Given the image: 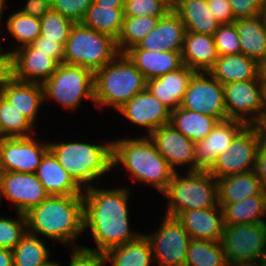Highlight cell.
Here are the masks:
<instances>
[{"instance_id":"484cf974","label":"cell","mask_w":266,"mask_h":266,"mask_svg":"<svg viewBox=\"0 0 266 266\" xmlns=\"http://www.w3.org/2000/svg\"><path fill=\"white\" fill-rule=\"evenodd\" d=\"M172 6L188 32L213 36L221 25L211 13L207 0H174Z\"/></svg>"},{"instance_id":"11a10c76","label":"cell","mask_w":266,"mask_h":266,"mask_svg":"<svg viewBox=\"0 0 266 266\" xmlns=\"http://www.w3.org/2000/svg\"><path fill=\"white\" fill-rule=\"evenodd\" d=\"M126 0H93L97 5L107 6V7H124Z\"/></svg>"},{"instance_id":"7402d4cb","label":"cell","mask_w":266,"mask_h":266,"mask_svg":"<svg viewBox=\"0 0 266 266\" xmlns=\"http://www.w3.org/2000/svg\"><path fill=\"white\" fill-rule=\"evenodd\" d=\"M195 73L193 69L183 65L175 71L148 80L146 89L172 111L181 106L189 82Z\"/></svg>"},{"instance_id":"74e56055","label":"cell","mask_w":266,"mask_h":266,"mask_svg":"<svg viewBox=\"0 0 266 266\" xmlns=\"http://www.w3.org/2000/svg\"><path fill=\"white\" fill-rule=\"evenodd\" d=\"M34 125L0 95V134L2 137H29Z\"/></svg>"},{"instance_id":"d4e9b609","label":"cell","mask_w":266,"mask_h":266,"mask_svg":"<svg viewBox=\"0 0 266 266\" xmlns=\"http://www.w3.org/2000/svg\"><path fill=\"white\" fill-rule=\"evenodd\" d=\"M219 55L214 37L203 33L185 32L182 49L183 64L195 72H209Z\"/></svg>"},{"instance_id":"8992f818","label":"cell","mask_w":266,"mask_h":266,"mask_svg":"<svg viewBox=\"0 0 266 266\" xmlns=\"http://www.w3.org/2000/svg\"><path fill=\"white\" fill-rule=\"evenodd\" d=\"M165 215L176 217L187 210L208 209L218 205L217 180L207 170L175 172L167 189Z\"/></svg>"},{"instance_id":"52a82bcc","label":"cell","mask_w":266,"mask_h":266,"mask_svg":"<svg viewBox=\"0 0 266 266\" xmlns=\"http://www.w3.org/2000/svg\"><path fill=\"white\" fill-rule=\"evenodd\" d=\"M120 54L116 39L75 23L64 46L63 63L96 72Z\"/></svg>"},{"instance_id":"ffe728a7","label":"cell","mask_w":266,"mask_h":266,"mask_svg":"<svg viewBox=\"0 0 266 266\" xmlns=\"http://www.w3.org/2000/svg\"><path fill=\"white\" fill-rule=\"evenodd\" d=\"M185 32L181 18L171 10L166 16L159 19L156 27L137 46L130 49L182 51Z\"/></svg>"},{"instance_id":"9a60e30c","label":"cell","mask_w":266,"mask_h":266,"mask_svg":"<svg viewBox=\"0 0 266 266\" xmlns=\"http://www.w3.org/2000/svg\"><path fill=\"white\" fill-rule=\"evenodd\" d=\"M49 196L36 173L0 172V200H9L16 213H27Z\"/></svg>"},{"instance_id":"681fc988","label":"cell","mask_w":266,"mask_h":266,"mask_svg":"<svg viewBox=\"0 0 266 266\" xmlns=\"http://www.w3.org/2000/svg\"><path fill=\"white\" fill-rule=\"evenodd\" d=\"M19 12L41 19L51 8L50 0H26Z\"/></svg>"},{"instance_id":"cb8c5ba5","label":"cell","mask_w":266,"mask_h":266,"mask_svg":"<svg viewBox=\"0 0 266 266\" xmlns=\"http://www.w3.org/2000/svg\"><path fill=\"white\" fill-rule=\"evenodd\" d=\"M36 175L50 196L83 195L84 190L60 165L50 150L43 156Z\"/></svg>"},{"instance_id":"8d00e7d4","label":"cell","mask_w":266,"mask_h":266,"mask_svg":"<svg viewBox=\"0 0 266 266\" xmlns=\"http://www.w3.org/2000/svg\"><path fill=\"white\" fill-rule=\"evenodd\" d=\"M159 19L156 16L124 17L121 32L116 40L119 52L125 53L137 46L156 27Z\"/></svg>"},{"instance_id":"5b68a950","label":"cell","mask_w":266,"mask_h":266,"mask_svg":"<svg viewBox=\"0 0 266 266\" xmlns=\"http://www.w3.org/2000/svg\"><path fill=\"white\" fill-rule=\"evenodd\" d=\"M146 79L125 53L94 73L95 106L121 108L146 89Z\"/></svg>"},{"instance_id":"30bf717a","label":"cell","mask_w":266,"mask_h":266,"mask_svg":"<svg viewBox=\"0 0 266 266\" xmlns=\"http://www.w3.org/2000/svg\"><path fill=\"white\" fill-rule=\"evenodd\" d=\"M261 143L256 126H246L232 141L230 147L218 156L208 170L216 179L254 170Z\"/></svg>"},{"instance_id":"e0dca14e","label":"cell","mask_w":266,"mask_h":266,"mask_svg":"<svg viewBox=\"0 0 266 266\" xmlns=\"http://www.w3.org/2000/svg\"><path fill=\"white\" fill-rule=\"evenodd\" d=\"M117 111L131 124L144 127L146 136L170 123L171 110L147 89L134 96Z\"/></svg>"},{"instance_id":"94428289","label":"cell","mask_w":266,"mask_h":266,"mask_svg":"<svg viewBox=\"0 0 266 266\" xmlns=\"http://www.w3.org/2000/svg\"><path fill=\"white\" fill-rule=\"evenodd\" d=\"M43 266H60V263L56 262L55 260L54 261L50 260L47 264H45Z\"/></svg>"},{"instance_id":"44dd1931","label":"cell","mask_w":266,"mask_h":266,"mask_svg":"<svg viewBox=\"0 0 266 266\" xmlns=\"http://www.w3.org/2000/svg\"><path fill=\"white\" fill-rule=\"evenodd\" d=\"M176 218L193 240L222 239L225 224L219 204L208 209L187 210L178 214Z\"/></svg>"},{"instance_id":"8fae6325","label":"cell","mask_w":266,"mask_h":266,"mask_svg":"<svg viewBox=\"0 0 266 266\" xmlns=\"http://www.w3.org/2000/svg\"><path fill=\"white\" fill-rule=\"evenodd\" d=\"M155 233L145 234L157 266H185L191 237L176 217L164 215Z\"/></svg>"},{"instance_id":"f6af8a7d","label":"cell","mask_w":266,"mask_h":266,"mask_svg":"<svg viewBox=\"0 0 266 266\" xmlns=\"http://www.w3.org/2000/svg\"><path fill=\"white\" fill-rule=\"evenodd\" d=\"M234 20L254 18L262 14L266 0H229Z\"/></svg>"},{"instance_id":"4fadbf2b","label":"cell","mask_w":266,"mask_h":266,"mask_svg":"<svg viewBox=\"0 0 266 266\" xmlns=\"http://www.w3.org/2000/svg\"><path fill=\"white\" fill-rule=\"evenodd\" d=\"M180 107L211 115L219 121L227 120L223 84L209 72H196L193 75Z\"/></svg>"},{"instance_id":"6f0895ef","label":"cell","mask_w":266,"mask_h":266,"mask_svg":"<svg viewBox=\"0 0 266 266\" xmlns=\"http://www.w3.org/2000/svg\"><path fill=\"white\" fill-rule=\"evenodd\" d=\"M261 83H262L263 109H266V81H261Z\"/></svg>"},{"instance_id":"1f68e13d","label":"cell","mask_w":266,"mask_h":266,"mask_svg":"<svg viewBox=\"0 0 266 266\" xmlns=\"http://www.w3.org/2000/svg\"><path fill=\"white\" fill-rule=\"evenodd\" d=\"M219 120L211 115L178 107L171 111L170 124L193 142L203 140Z\"/></svg>"},{"instance_id":"ee69618b","label":"cell","mask_w":266,"mask_h":266,"mask_svg":"<svg viewBox=\"0 0 266 266\" xmlns=\"http://www.w3.org/2000/svg\"><path fill=\"white\" fill-rule=\"evenodd\" d=\"M51 8L74 23H81L93 0H50Z\"/></svg>"},{"instance_id":"680465c9","label":"cell","mask_w":266,"mask_h":266,"mask_svg":"<svg viewBox=\"0 0 266 266\" xmlns=\"http://www.w3.org/2000/svg\"><path fill=\"white\" fill-rule=\"evenodd\" d=\"M227 266H259V265L251 263H228Z\"/></svg>"},{"instance_id":"f1b7e54d","label":"cell","mask_w":266,"mask_h":266,"mask_svg":"<svg viewBox=\"0 0 266 266\" xmlns=\"http://www.w3.org/2000/svg\"><path fill=\"white\" fill-rule=\"evenodd\" d=\"M216 180L218 203H234L255 195H266V190L254 171Z\"/></svg>"},{"instance_id":"be15d7a7","label":"cell","mask_w":266,"mask_h":266,"mask_svg":"<svg viewBox=\"0 0 266 266\" xmlns=\"http://www.w3.org/2000/svg\"><path fill=\"white\" fill-rule=\"evenodd\" d=\"M1 35V34H0ZM2 46H1V37H0V58L6 53V52H3L1 49Z\"/></svg>"},{"instance_id":"9f6ffc18","label":"cell","mask_w":266,"mask_h":266,"mask_svg":"<svg viewBox=\"0 0 266 266\" xmlns=\"http://www.w3.org/2000/svg\"><path fill=\"white\" fill-rule=\"evenodd\" d=\"M261 81H266V59L259 64Z\"/></svg>"},{"instance_id":"60d3db41","label":"cell","mask_w":266,"mask_h":266,"mask_svg":"<svg viewBox=\"0 0 266 266\" xmlns=\"http://www.w3.org/2000/svg\"><path fill=\"white\" fill-rule=\"evenodd\" d=\"M26 233L25 214L17 212L15 219L0 216V248L13 250Z\"/></svg>"},{"instance_id":"83f0119b","label":"cell","mask_w":266,"mask_h":266,"mask_svg":"<svg viewBox=\"0 0 266 266\" xmlns=\"http://www.w3.org/2000/svg\"><path fill=\"white\" fill-rule=\"evenodd\" d=\"M209 73L223 85L261 79L259 63L244 54L219 56Z\"/></svg>"},{"instance_id":"816d5d0a","label":"cell","mask_w":266,"mask_h":266,"mask_svg":"<svg viewBox=\"0 0 266 266\" xmlns=\"http://www.w3.org/2000/svg\"><path fill=\"white\" fill-rule=\"evenodd\" d=\"M253 171L266 190V143H263L262 141L257 152Z\"/></svg>"},{"instance_id":"603a6c76","label":"cell","mask_w":266,"mask_h":266,"mask_svg":"<svg viewBox=\"0 0 266 266\" xmlns=\"http://www.w3.org/2000/svg\"><path fill=\"white\" fill-rule=\"evenodd\" d=\"M146 81L163 76L181 68L182 51H151L129 49L125 52Z\"/></svg>"},{"instance_id":"b9f144b4","label":"cell","mask_w":266,"mask_h":266,"mask_svg":"<svg viewBox=\"0 0 266 266\" xmlns=\"http://www.w3.org/2000/svg\"><path fill=\"white\" fill-rule=\"evenodd\" d=\"M168 0H126L124 17L156 16L162 18L172 10Z\"/></svg>"},{"instance_id":"4316f807","label":"cell","mask_w":266,"mask_h":266,"mask_svg":"<svg viewBox=\"0 0 266 266\" xmlns=\"http://www.w3.org/2000/svg\"><path fill=\"white\" fill-rule=\"evenodd\" d=\"M1 95L35 125L41 109L39 107L45 102L41 83L21 82L13 79Z\"/></svg>"},{"instance_id":"6da1fadb","label":"cell","mask_w":266,"mask_h":266,"mask_svg":"<svg viewBox=\"0 0 266 266\" xmlns=\"http://www.w3.org/2000/svg\"><path fill=\"white\" fill-rule=\"evenodd\" d=\"M104 189L91 186L84 190V230H90L96 248H82L105 253L108 249L137 239L142 233L130 229L129 189Z\"/></svg>"},{"instance_id":"d6986e66","label":"cell","mask_w":266,"mask_h":266,"mask_svg":"<svg viewBox=\"0 0 266 266\" xmlns=\"http://www.w3.org/2000/svg\"><path fill=\"white\" fill-rule=\"evenodd\" d=\"M247 125L238 120L219 121L203 140L195 143V161L199 170H209L218 156L224 153L234 138Z\"/></svg>"},{"instance_id":"836d02e7","label":"cell","mask_w":266,"mask_h":266,"mask_svg":"<svg viewBox=\"0 0 266 266\" xmlns=\"http://www.w3.org/2000/svg\"><path fill=\"white\" fill-rule=\"evenodd\" d=\"M124 20V7H107L92 2L82 24L97 32L118 39Z\"/></svg>"},{"instance_id":"7bdbcfd3","label":"cell","mask_w":266,"mask_h":266,"mask_svg":"<svg viewBox=\"0 0 266 266\" xmlns=\"http://www.w3.org/2000/svg\"><path fill=\"white\" fill-rule=\"evenodd\" d=\"M213 37L219 56L241 54L240 37L234 23L221 24Z\"/></svg>"},{"instance_id":"bcb514c9","label":"cell","mask_w":266,"mask_h":266,"mask_svg":"<svg viewBox=\"0 0 266 266\" xmlns=\"http://www.w3.org/2000/svg\"><path fill=\"white\" fill-rule=\"evenodd\" d=\"M107 259L105 253L89 251L84 248L72 249L68 266H105Z\"/></svg>"},{"instance_id":"9c48e42d","label":"cell","mask_w":266,"mask_h":266,"mask_svg":"<svg viewBox=\"0 0 266 266\" xmlns=\"http://www.w3.org/2000/svg\"><path fill=\"white\" fill-rule=\"evenodd\" d=\"M221 244L228 263L258 264L266 252V223L225 224Z\"/></svg>"},{"instance_id":"e7e4bbea","label":"cell","mask_w":266,"mask_h":266,"mask_svg":"<svg viewBox=\"0 0 266 266\" xmlns=\"http://www.w3.org/2000/svg\"><path fill=\"white\" fill-rule=\"evenodd\" d=\"M168 1L173 5L174 0H168Z\"/></svg>"},{"instance_id":"f35d334b","label":"cell","mask_w":266,"mask_h":266,"mask_svg":"<svg viewBox=\"0 0 266 266\" xmlns=\"http://www.w3.org/2000/svg\"><path fill=\"white\" fill-rule=\"evenodd\" d=\"M7 35L10 33L17 42V47L32 44L41 36L40 19L17 12L11 13L6 20ZM19 42V43H18Z\"/></svg>"},{"instance_id":"f5cc1de1","label":"cell","mask_w":266,"mask_h":266,"mask_svg":"<svg viewBox=\"0 0 266 266\" xmlns=\"http://www.w3.org/2000/svg\"><path fill=\"white\" fill-rule=\"evenodd\" d=\"M0 266H14L12 249L0 248Z\"/></svg>"},{"instance_id":"7a4b0ae2","label":"cell","mask_w":266,"mask_h":266,"mask_svg":"<svg viewBox=\"0 0 266 266\" xmlns=\"http://www.w3.org/2000/svg\"><path fill=\"white\" fill-rule=\"evenodd\" d=\"M25 216L28 233L48 237L67 248L82 247L75 241L85 231L83 195L49 196Z\"/></svg>"},{"instance_id":"5bb4252c","label":"cell","mask_w":266,"mask_h":266,"mask_svg":"<svg viewBox=\"0 0 266 266\" xmlns=\"http://www.w3.org/2000/svg\"><path fill=\"white\" fill-rule=\"evenodd\" d=\"M33 136L2 137L0 172H37L43 156L49 150V143H45V141L39 143Z\"/></svg>"},{"instance_id":"277c9868","label":"cell","mask_w":266,"mask_h":266,"mask_svg":"<svg viewBox=\"0 0 266 266\" xmlns=\"http://www.w3.org/2000/svg\"><path fill=\"white\" fill-rule=\"evenodd\" d=\"M49 150L83 190L113 169V141L106 144L53 142L49 143Z\"/></svg>"},{"instance_id":"d590c367","label":"cell","mask_w":266,"mask_h":266,"mask_svg":"<svg viewBox=\"0 0 266 266\" xmlns=\"http://www.w3.org/2000/svg\"><path fill=\"white\" fill-rule=\"evenodd\" d=\"M227 265L221 241L190 240L185 266Z\"/></svg>"},{"instance_id":"e575fe53","label":"cell","mask_w":266,"mask_h":266,"mask_svg":"<svg viewBox=\"0 0 266 266\" xmlns=\"http://www.w3.org/2000/svg\"><path fill=\"white\" fill-rule=\"evenodd\" d=\"M49 251L43 239L27 232L13 249L14 266H43L50 261Z\"/></svg>"},{"instance_id":"6125c7cd","label":"cell","mask_w":266,"mask_h":266,"mask_svg":"<svg viewBox=\"0 0 266 266\" xmlns=\"http://www.w3.org/2000/svg\"><path fill=\"white\" fill-rule=\"evenodd\" d=\"M261 15H262L263 20H264L265 25H266V2H265L264 7L262 9V14Z\"/></svg>"},{"instance_id":"d6a6232c","label":"cell","mask_w":266,"mask_h":266,"mask_svg":"<svg viewBox=\"0 0 266 266\" xmlns=\"http://www.w3.org/2000/svg\"><path fill=\"white\" fill-rule=\"evenodd\" d=\"M223 211L224 224L266 223V195H255L240 202L218 203Z\"/></svg>"},{"instance_id":"91938a15","label":"cell","mask_w":266,"mask_h":266,"mask_svg":"<svg viewBox=\"0 0 266 266\" xmlns=\"http://www.w3.org/2000/svg\"><path fill=\"white\" fill-rule=\"evenodd\" d=\"M5 3H6L5 0H0V24H1V19L3 17V13H4L3 11L5 9L4 6L6 7Z\"/></svg>"},{"instance_id":"3957f363","label":"cell","mask_w":266,"mask_h":266,"mask_svg":"<svg viewBox=\"0 0 266 266\" xmlns=\"http://www.w3.org/2000/svg\"><path fill=\"white\" fill-rule=\"evenodd\" d=\"M112 165H123L134 182L149 184L160 193L175 173L149 136L113 140Z\"/></svg>"},{"instance_id":"ab89813d","label":"cell","mask_w":266,"mask_h":266,"mask_svg":"<svg viewBox=\"0 0 266 266\" xmlns=\"http://www.w3.org/2000/svg\"><path fill=\"white\" fill-rule=\"evenodd\" d=\"M41 36L46 39L56 40L59 43L66 44L72 26L75 24L72 20L64 17L61 13L50 10L40 19Z\"/></svg>"},{"instance_id":"ba28073f","label":"cell","mask_w":266,"mask_h":266,"mask_svg":"<svg viewBox=\"0 0 266 266\" xmlns=\"http://www.w3.org/2000/svg\"><path fill=\"white\" fill-rule=\"evenodd\" d=\"M42 87L44 101L52 99L67 110L79 108L84 98L95 101L94 72L81 66L61 63Z\"/></svg>"},{"instance_id":"7c38bea8","label":"cell","mask_w":266,"mask_h":266,"mask_svg":"<svg viewBox=\"0 0 266 266\" xmlns=\"http://www.w3.org/2000/svg\"><path fill=\"white\" fill-rule=\"evenodd\" d=\"M227 119L255 126L263 116L261 79L223 85Z\"/></svg>"},{"instance_id":"7dc6e473","label":"cell","mask_w":266,"mask_h":266,"mask_svg":"<svg viewBox=\"0 0 266 266\" xmlns=\"http://www.w3.org/2000/svg\"><path fill=\"white\" fill-rule=\"evenodd\" d=\"M38 52L49 53V56L56 59L60 64L64 59V44L56 40L46 39V37L39 36L32 44Z\"/></svg>"},{"instance_id":"f546056e","label":"cell","mask_w":266,"mask_h":266,"mask_svg":"<svg viewBox=\"0 0 266 266\" xmlns=\"http://www.w3.org/2000/svg\"><path fill=\"white\" fill-rule=\"evenodd\" d=\"M240 37L241 54L259 64L266 59V25L262 15L234 21Z\"/></svg>"},{"instance_id":"f907efd6","label":"cell","mask_w":266,"mask_h":266,"mask_svg":"<svg viewBox=\"0 0 266 266\" xmlns=\"http://www.w3.org/2000/svg\"><path fill=\"white\" fill-rule=\"evenodd\" d=\"M13 80V58L8 50L0 58V95L4 88Z\"/></svg>"},{"instance_id":"c3c4849f","label":"cell","mask_w":266,"mask_h":266,"mask_svg":"<svg viewBox=\"0 0 266 266\" xmlns=\"http://www.w3.org/2000/svg\"><path fill=\"white\" fill-rule=\"evenodd\" d=\"M209 9L221 24L234 23V14L229 0H207Z\"/></svg>"},{"instance_id":"4dcf8cb0","label":"cell","mask_w":266,"mask_h":266,"mask_svg":"<svg viewBox=\"0 0 266 266\" xmlns=\"http://www.w3.org/2000/svg\"><path fill=\"white\" fill-rule=\"evenodd\" d=\"M105 256L110 266H151L155 264L152 248L145 234L140 235L134 241L108 249Z\"/></svg>"},{"instance_id":"2e32d148","label":"cell","mask_w":266,"mask_h":266,"mask_svg":"<svg viewBox=\"0 0 266 266\" xmlns=\"http://www.w3.org/2000/svg\"><path fill=\"white\" fill-rule=\"evenodd\" d=\"M158 152L166 159L169 166L176 168L186 165L185 171H199L195 161V142L184 136L170 123L157 128L150 136Z\"/></svg>"},{"instance_id":"db71d44e","label":"cell","mask_w":266,"mask_h":266,"mask_svg":"<svg viewBox=\"0 0 266 266\" xmlns=\"http://www.w3.org/2000/svg\"><path fill=\"white\" fill-rule=\"evenodd\" d=\"M255 126L259 130L261 141L266 143V109H263V116Z\"/></svg>"},{"instance_id":"ac0fdd59","label":"cell","mask_w":266,"mask_h":266,"mask_svg":"<svg viewBox=\"0 0 266 266\" xmlns=\"http://www.w3.org/2000/svg\"><path fill=\"white\" fill-rule=\"evenodd\" d=\"M13 58V79L21 82L43 83L60 63L49 53L38 52L31 44L10 50Z\"/></svg>"}]
</instances>
